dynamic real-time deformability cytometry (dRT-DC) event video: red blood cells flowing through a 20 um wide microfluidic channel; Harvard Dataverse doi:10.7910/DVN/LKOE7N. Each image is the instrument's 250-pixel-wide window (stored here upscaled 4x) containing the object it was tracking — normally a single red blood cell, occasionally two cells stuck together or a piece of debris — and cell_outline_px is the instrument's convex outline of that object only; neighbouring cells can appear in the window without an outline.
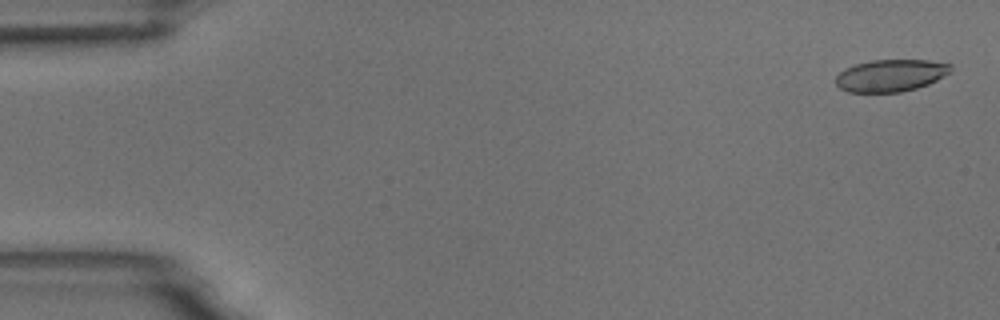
{"species": "common noctule bat (a hibernating species)", "species_latin": "Nyctalus noctula", "temperature_condition": "room temperature", "stored_images_in_passage": 3, "camera_frame_rate_fps": 3000, "um_per_image_px": 0.085, "animal": {"sex": "male", "body_mass_g": 18.8}, "frame": {"image": 1, "passage_image": 1, "time_ms": 0.0, "image_size_px": [1000, 320], "cell_outline_px": [[952, 68], [948, 72], [936, 80], [928, 84], [916, 88], [900, 92], [848, 92], [840, 88], [836, 84], [836, 76], [844, 68], [856, 64], [872, 60], [928, 60], [952, 64]], "centroid_in_image_um": [75.68, 6.41], "position_along_channel_um": 9.3, "area_um2": 21.39}}